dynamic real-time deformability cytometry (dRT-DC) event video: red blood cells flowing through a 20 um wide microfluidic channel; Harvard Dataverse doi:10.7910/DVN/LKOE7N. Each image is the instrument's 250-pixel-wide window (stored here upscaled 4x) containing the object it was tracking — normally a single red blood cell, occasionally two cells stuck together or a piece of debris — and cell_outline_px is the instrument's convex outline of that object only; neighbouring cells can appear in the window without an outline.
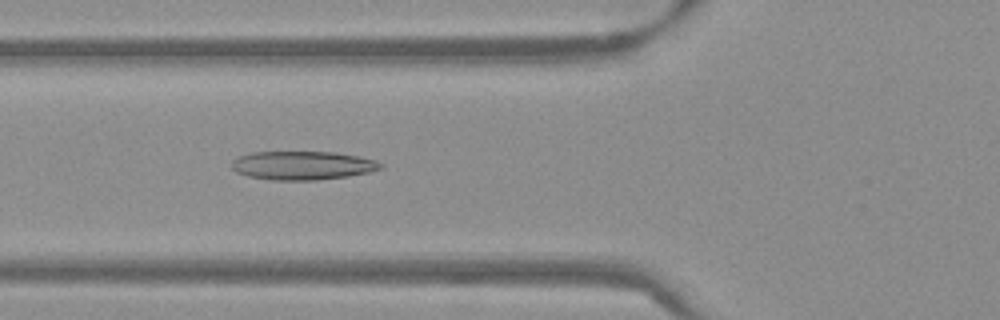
{"species": "Egyptian fruit bat (a non-hibernating species)", "species_latin": "Rousettus aegyptiacus", "temperature_condition": "warm", "stored_images_in_passage": 53, "camera_frame_rate_fps": 3000, "um_per_image_px": 0.085, "frame": {"image": 1, "passage_image": 20, "time_ms": 6.333, "image_size_px": [1000, 320], "cell_outline_px": [[384, 168], [368, 172], [348, 176], [316, 180], [272, 180], [248, 176], [236, 172], [232, 168], [232, 160], [236, 156], [252, 152], [336, 152], [376, 160], [384, 164]], "centroid_in_image_um": [25.7, 14.06], "position_along_channel_um": 100.1, "area_um2": 24.97}}
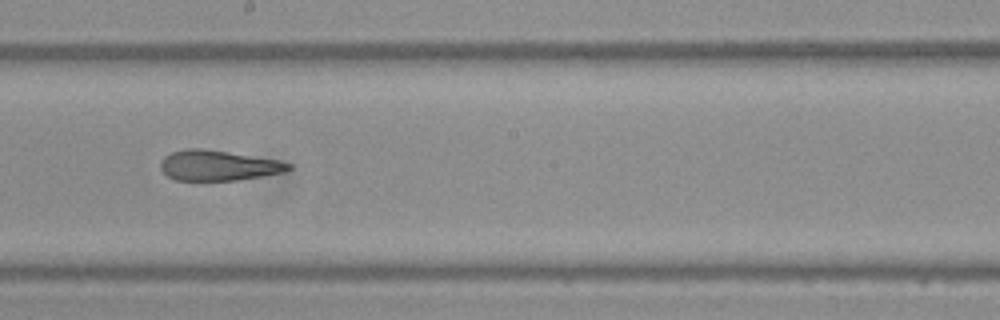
{"frame": {"image": 2, "passage_image": 30, "time_ms": 9.667, "image_size_px": [1000, 320], "cell_outline_px": [[292, 168], [284, 172], [236, 180], [176, 180], [168, 176], [160, 168], [160, 160], [164, 156], [172, 152], [184, 148], [200, 148], [228, 152], [280, 160], [292, 164]], "centroid_in_image_um": [18.54, 14.05], "position_along_channel_um": 229.7, "area_um2": 22.54}}
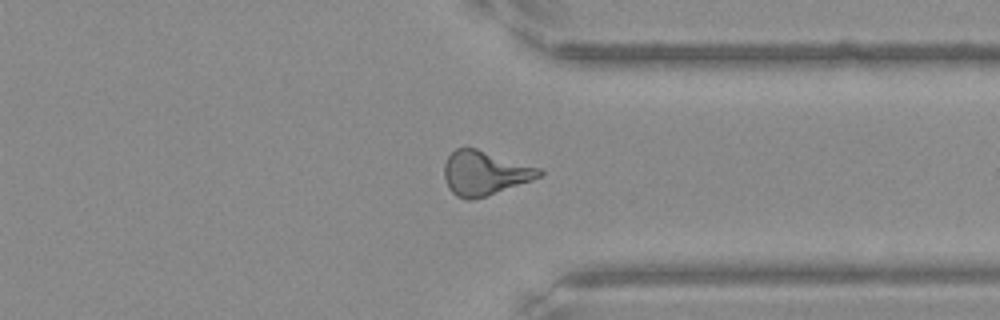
{"frame": {"image": 3, "passage_image": 41, "time_ms": 13.333, "image_size_px": [1000, 320], "cell_outline_px": [[544, 172], [540, 176], [532, 180], [472, 200], [464, 200], [456, 196], [448, 188], [444, 176], [444, 164], [448, 156], [456, 148], [476, 148], [540, 168]], "centroid_in_image_um": [41.16, 14.71], "position_along_channel_um": 370.2, "area_um2": 24.28}, "authors_computed_cell_mechanics": {"area_um2": 24.2182, "velocity_mm_per_s": 3.8695, "shape_relaxation_time_tau1_ms": null, "shape_relaxation_time_tau2_ms": 2.9418, "deformation_change_tau1": null, "deformation_change_tau2": 0.1381}}